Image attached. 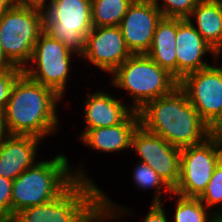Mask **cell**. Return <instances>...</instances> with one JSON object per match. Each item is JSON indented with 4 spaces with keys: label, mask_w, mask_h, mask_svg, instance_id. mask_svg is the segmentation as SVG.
I'll return each mask as SVG.
<instances>
[{
    "label": "cell",
    "mask_w": 222,
    "mask_h": 222,
    "mask_svg": "<svg viewBox=\"0 0 222 222\" xmlns=\"http://www.w3.org/2000/svg\"><path fill=\"white\" fill-rule=\"evenodd\" d=\"M210 136L216 141L222 151V119L219 120L210 130Z\"/></svg>",
    "instance_id": "obj_29"
},
{
    "label": "cell",
    "mask_w": 222,
    "mask_h": 222,
    "mask_svg": "<svg viewBox=\"0 0 222 222\" xmlns=\"http://www.w3.org/2000/svg\"><path fill=\"white\" fill-rule=\"evenodd\" d=\"M134 182L138 185V187L142 189H151L152 187H156L155 196L153 198V203H161V188L164 187V191L172 192L173 190L162 180V178L154 171L149 165L141 162L136 164L133 173Z\"/></svg>",
    "instance_id": "obj_22"
},
{
    "label": "cell",
    "mask_w": 222,
    "mask_h": 222,
    "mask_svg": "<svg viewBox=\"0 0 222 222\" xmlns=\"http://www.w3.org/2000/svg\"><path fill=\"white\" fill-rule=\"evenodd\" d=\"M40 140L30 135H9L0 144V176L14 181L34 166Z\"/></svg>",
    "instance_id": "obj_15"
},
{
    "label": "cell",
    "mask_w": 222,
    "mask_h": 222,
    "mask_svg": "<svg viewBox=\"0 0 222 222\" xmlns=\"http://www.w3.org/2000/svg\"><path fill=\"white\" fill-rule=\"evenodd\" d=\"M22 73L17 66L0 71V107L6 108L13 84Z\"/></svg>",
    "instance_id": "obj_25"
},
{
    "label": "cell",
    "mask_w": 222,
    "mask_h": 222,
    "mask_svg": "<svg viewBox=\"0 0 222 222\" xmlns=\"http://www.w3.org/2000/svg\"><path fill=\"white\" fill-rule=\"evenodd\" d=\"M12 67H14V65L6 58L0 46V71L6 70Z\"/></svg>",
    "instance_id": "obj_32"
},
{
    "label": "cell",
    "mask_w": 222,
    "mask_h": 222,
    "mask_svg": "<svg viewBox=\"0 0 222 222\" xmlns=\"http://www.w3.org/2000/svg\"><path fill=\"white\" fill-rule=\"evenodd\" d=\"M86 130L116 126L122 123L134 110L120 100L104 92L89 95L84 104Z\"/></svg>",
    "instance_id": "obj_17"
},
{
    "label": "cell",
    "mask_w": 222,
    "mask_h": 222,
    "mask_svg": "<svg viewBox=\"0 0 222 222\" xmlns=\"http://www.w3.org/2000/svg\"><path fill=\"white\" fill-rule=\"evenodd\" d=\"M46 2L47 0H14L15 5L36 6L40 8H44Z\"/></svg>",
    "instance_id": "obj_31"
},
{
    "label": "cell",
    "mask_w": 222,
    "mask_h": 222,
    "mask_svg": "<svg viewBox=\"0 0 222 222\" xmlns=\"http://www.w3.org/2000/svg\"><path fill=\"white\" fill-rule=\"evenodd\" d=\"M196 17L195 29L219 54L222 52V0H200L187 19Z\"/></svg>",
    "instance_id": "obj_19"
},
{
    "label": "cell",
    "mask_w": 222,
    "mask_h": 222,
    "mask_svg": "<svg viewBox=\"0 0 222 222\" xmlns=\"http://www.w3.org/2000/svg\"><path fill=\"white\" fill-rule=\"evenodd\" d=\"M61 97L51 88L35 82L22 73L13 84L5 108L10 135H30L42 139L56 131L57 100Z\"/></svg>",
    "instance_id": "obj_2"
},
{
    "label": "cell",
    "mask_w": 222,
    "mask_h": 222,
    "mask_svg": "<svg viewBox=\"0 0 222 222\" xmlns=\"http://www.w3.org/2000/svg\"><path fill=\"white\" fill-rule=\"evenodd\" d=\"M120 207V206H114L113 202H111V200H109L107 198V196H105L104 192L102 190H100V213L101 216L95 221V222H103V220H107V219H117L116 216L118 215V212H126V209H122L120 208H116ZM115 214V215H114ZM115 216V217H114Z\"/></svg>",
    "instance_id": "obj_27"
},
{
    "label": "cell",
    "mask_w": 222,
    "mask_h": 222,
    "mask_svg": "<svg viewBox=\"0 0 222 222\" xmlns=\"http://www.w3.org/2000/svg\"><path fill=\"white\" fill-rule=\"evenodd\" d=\"M161 12L163 17L187 19L200 0H163L162 7L158 0H149Z\"/></svg>",
    "instance_id": "obj_24"
},
{
    "label": "cell",
    "mask_w": 222,
    "mask_h": 222,
    "mask_svg": "<svg viewBox=\"0 0 222 222\" xmlns=\"http://www.w3.org/2000/svg\"><path fill=\"white\" fill-rule=\"evenodd\" d=\"M43 30V8L14 4L6 10L0 16V46L6 58L23 70Z\"/></svg>",
    "instance_id": "obj_6"
},
{
    "label": "cell",
    "mask_w": 222,
    "mask_h": 222,
    "mask_svg": "<svg viewBox=\"0 0 222 222\" xmlns=\"http://www.w3.org/2000/svg\"><path fill=\"white\" fill-rule=\"evenodd\" d=\"M191 19L177 18L176 59L177 80L185 75L210 66L202 60L204 54L211 53L215 60L219 54L208 44L195 29Z\"/></svg>",
    "instance_id": "obj_14"
},
{
    "label": "cell",
    "mask_w": 222,
    "mask_h": 222,
    "mask_svg": "<svg viewBox=\"0 0 222 222\" xmlns=\"http://www.w3.org/2000/svg\"><path fill=\"white\" fill-rule=\"evenodd\" d=\"M140 125L138 111H133L122 123L84 130L80 140L95 150L102 152H115L131 148L134 131Z\"/></svg>",
    "instance_id": "obj_16"
},
{
    "label": "cell",
    "mask_w": 222,
    "mask_h": 222,
    "mask_svg": "<svg viewBox=\"0 0 222 222\" xmlns=\"http://www.w3.org/2000/svg\"><path fill=\"white\" fill-rule=\"evenodd\" d=\"M134 0H91L93 27L119 26Z\"/></svg>",
    "instance_id": "obj_20"
},
{
    "label": "cell",
    "mask_w": 222,
    "mask_h": 222,
    "mask_svg": "<svg viewBox=\"0 0 222 222\" xmlns=\"http://www.w3.org/2000/svg\"><path fill=\"white\" fill-rule=\"evenodd\" d=\"M140 125L180 149L203 143L211 128L201 119L186 93H171L147 102L139 111Z\"/></svg>",
    "instance_id": "obj_1"
},
{
    "label": "cell",
    "mask_w": 222,
    "mask_h": 222,
    "mask_svg": "<svg viewBox=\"0 0 222 222\" xmlns=\"http://www.w3.org/2000/svg\"><path fill=\"white\" fill-rule=\"evenodd\" d=\"M73 53L63 43L43 31L35 43L30 60L35 61L36 68L26 66L23 73L33 81L53 89L62 97Z\"/></svg>",
    "instance_id": "obj_9"
},
{
    "label": "cell",
    "mask_w": 222,
    "mask_h": 222,
    "mask_svg": "<svg viewBox=\"0 0 222 222\" xmlns=\"http://www.w3.org/2000/svg\"><path fill=\"white\" fill-rule=\"evenodd\" d=\"M160 10L149 0H134L119 27L132 54H146L154 31L162 18Z\"/></svg>",
    "instance_id": "obj_13"
},
{
    "label": "cell",
    "mask_w": 222,
    "mask_h": 222,
    "mask_svg": "<svg viewBox=\"0 0 222 222\" xmlns=\"http://www.w3.org/2000/svg\"><path fill=\"white\" fill-rule=\"evenodd\" d=\"M178 196L175 207V222H222L217 216L216 211L208 215L206 208L199 198Z\"/></svg>",
    "instance_id": "obj_21"
},
{
    "label": "cell",
    "mask_w": 222,
    "mask_h": 222,
    "mask_svg": "<svg viewBox=\"0 0 222 222\" xmlns=\"http://www.w3.org/2000/svg\"><path fill=\"white\" fill-rule=\"evenodd\" d=\"M138 153L141 162L149 165L174 190L180 179L181 149L169 144L157 134L141 125L134 131L131 149Z\"/></svg>",
    "instance_id": "obj_11"
},
{
    "label": "cell",
    "mask_w": 222,
    "mask_h": 222,
    "mask_svg": "<svg viewBox=\"0 0 222 222\" xmlns=\"http://www.w3.org/2000/svg\"><path fill=\"white\" fill-rule=\"evenodd\" d=\"M165 213L166 212L163 209L162 202L152 203L151 208L146 214V217L144 218L143 222H168Z\"/></svg>",
    "instance_id": "obj_28"
},
{
    "label": "cell",
    "mask_w": 222,
    "mask_h": 222,
    "mask_svg": "<svg viewBox=\"0 0 222 222\" xmlns=\"http://www.w3.org/2000/svg\"><path fill=\"white\" fill-rule=\"evenodd\" d=\"M13 181L0 176V222H11Z\"/></svg>",
    "instance_id": "obj_26"
},
{
    "label": "cell",
    "mask_w": 222,
    "mask_h": 222,
    "mask_svg": "<svg viewBox=\"0 0 222 222\" xmlns=\"http://www.w3.org/2000/svg\"><path fill=\"white\" fill-rule=\"evenodd\" d=\"M44 9V32L82 55L92 30L91 0H48Z\"/></svg>",
    "instance_id": "obj_7"
},
{
    "label": "cell",
    "mask_w": 222,
    "mask_h": 222,
    "mask_svg": "<svg viewBox=\"0 0 222 222\" xmlns=\"http://www.w3.org/2000/svg\"><path fill=\"white\" fill-rule=\"evenodd\" d=\"M221 159L222 151L211 136L201 144L182 148L180 179L173 194L199 198Z\"/></svg>",
    "instance_id": "obj_8"
},
{
    "label": "cell",
    "mask_w": 222,
    "mask_h": 222,
    "mask_svg": "<svg viewBox=\"0 0 222 222\" xmlns=\"http://www.w3.org/2000/svg\"><path fill=\"white\" fill-rule=\"evenodd\" d=\"M178 86L210 128L222 119V67L210 65L189 73Z\"/></svg>",
    "instance_id": "obj_10"
},
{
    "label": "cell",
    "mask_w": 222,
    "mask_h": 222,
    "mask_svg": "<svg viewBox=\"0 0 222 222\" xmlns=\"http://www.w3.org/2000/svg\"><path fill=\"white\" fill-rule=\"evenodd\" d=\"M10 135L7 124H6V115L5 108L0 107V144Z\"/></svg>",
    "instance_id": "obj_30"
},
{
    "label": "cell",
    "mask_w": 222,
    "mask_h": 222,
    "mask_svg": "<svg viewBox=\"0 0 222 222\" xmlns=\"http://www.w3.org/2000/svg\"><path fill=\"white\" fill-rule=\"evenodd\" d=\"M176 34L177 18L162 17L146 54L177 79Z\"/></svg>",
    "instance_id": "obj_18"
},
{
    "label": "cell",
    "mask_w": 222,
    "mask_h": 222,
    "mask_svg": "<svg viewBox=\"0 0 222 222\" xmlns=\"http://www.w3.org/2000/svg\"><path fill=\"white\" fill-rule=\"evenodd\" d=\"M199 199L208 209L213 208L214 205L218 206L219 203L222 207V159L216 165L206 190ZM216 216L222 221V211L216 212Z\"/></svg>",
    "instance_id": "obj_23"
},
{
    "label": "cell",
    "mask_w": 222,
    "mask_h": 222,
    "mask_svg": "<svg viewBox=\"0 0 222 222\" xmlns=\"http://www.w3.org/2000/svg\"><path fill=\"white\" fill-rule=\"evenodd\" d=\"M100 216L99 187L76 179L52 201L20 210L12 222H95Z\"/></svg>",
    "instance_id": "obj_4"
},
{
    "label": "cell",
    "mask_w": 222,
    "mask_h": 222,
    "mask_svg": "<svg viewBox=\"0 0 222 222\" xmlns=\"http://www.w3.org/2000/svg\"><path fill=\"white\" fill-rule=\"evenodd\" d=\"M112 84L129 91L132 109L139 111L147 102L171 93L179 81L147 54H132L113 73Z\"/></svg>",
    "instance_id": "obj_5"
},
{
    "label": "cell",
    "mask_w": 222,
    "mask_h": 222,
    "mask_svg": "<svg viewBox=\"0 0 222 222\" xmlns=\"http://www.w3.org/2000/svg\"><path fill=\"white\" fill-rule=\"evenodd\" d=\"M68 163L67 157L59 154L52 160L36 163L13 181L11 222L20 210L45 204L57 198L76 179L91 180L82 170L76 173L70 171Z\"/></svg>",
    "instance_id": "obj_3"
},
{
    "label": "cell",
    "mask_w": 222,
    "mask_h": 222,
    "mask_svg": "<svg viewBox=\"0 0 222 222\" xmlns=\"http://www.w3.org/2000/svg\"><path fill=\"white\" fill-rule=\"evenodd\" d=\"M132 55L119 26L93 27L81 56L107 73H113Z\"/></svg>",
    "instance_id": "obj_12"
},
{
    "label": "cell",
    "mask_w": 222,
    "mask_h": 222,
    "mask_svg": "<svg viewBox=\"0 0 222 222\" xmlns=\"http://www.w3.org/2000/svg\"><path fill=\"white\" fill-rule=\"evenodd\" d=\"M14 5V0H0V16Z\"/></svg>",
    "instance_id": "obj_33"
}]
</instances>
